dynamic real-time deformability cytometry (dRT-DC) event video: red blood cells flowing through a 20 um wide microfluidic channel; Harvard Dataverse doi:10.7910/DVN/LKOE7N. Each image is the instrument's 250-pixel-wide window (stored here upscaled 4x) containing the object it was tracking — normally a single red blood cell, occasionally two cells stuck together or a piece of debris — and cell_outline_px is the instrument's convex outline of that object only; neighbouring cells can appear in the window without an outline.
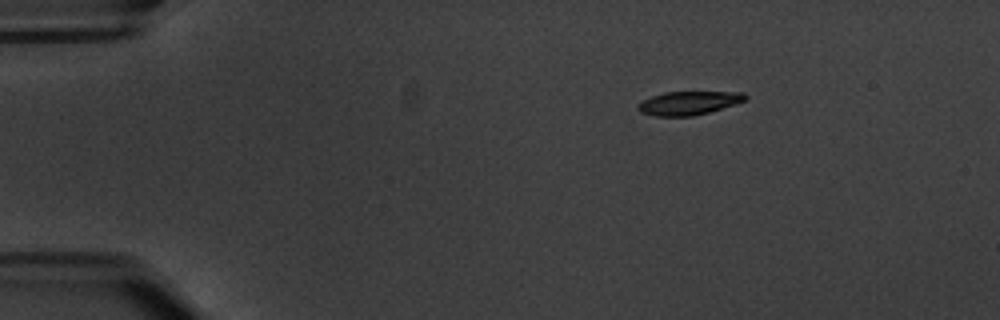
{"species": "common noctule bat (a hibernating species)", "species_latin": "Nyctalus noctula", "temperature_condition": "warm", "stored_images_in_passage": 4, "camera_frame_rate_fps": 3000, "um_per_image_px": 0.085, "animal": {"sex": "male", "body_mass_g": 20.1, "forearm_length_mm": 53.5}, "frame": {"image": 1, "passage_image": 1, "time_ms": 0.0, "image_size_px": [1000, 320], "cell_outline_px": [[748, 96], [744, 100], [736, 104], [708, 112], [692, 116], [656, 116], [640, 112], [636, 108], [644, 100], [652, 96], [664, 92], [744, 92]], "centroid_in_image_um": [58.55, 8.75], "position_along_channel_um": 26.5, "area_um2": 14.57}}